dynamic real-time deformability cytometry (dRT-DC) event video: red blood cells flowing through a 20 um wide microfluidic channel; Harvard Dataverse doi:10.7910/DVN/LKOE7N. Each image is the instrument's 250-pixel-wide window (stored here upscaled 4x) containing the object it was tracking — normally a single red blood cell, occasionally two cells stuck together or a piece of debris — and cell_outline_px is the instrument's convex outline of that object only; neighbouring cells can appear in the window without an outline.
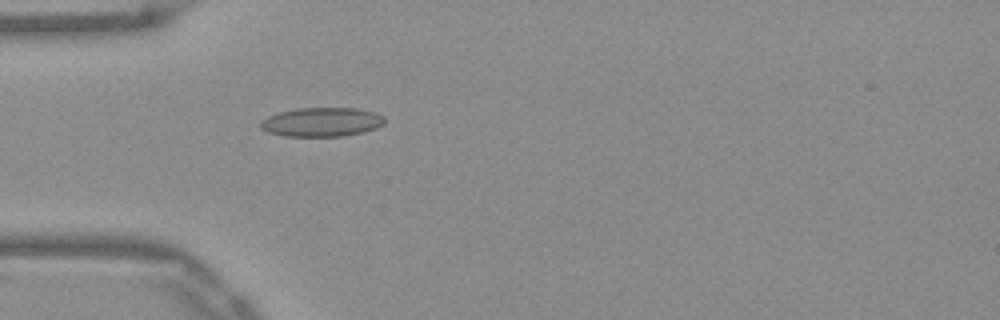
{"species": "Egyptian fruit bat (a non-hibernating species)", "species_latin": "Rousettus aegyptiacus", "temperature_condition": "warm", "stored_images_in_passage": 37, "camera_frame_rate_fps": 3000, "um_per_image_px": 0.085, "frame": {"image": 1, "passage_image": 1, "time_ms": 0.0, "image_size_px": [1000, 320], "cell_outline_px": [[384, 124], [376, 128], [360, 132], [340, 136], [288, 136], [268, 132], [260, 128], [260, 124], [268, 116], [280, 112], [296, 108], [356, 108], [376, 112], [384, 116]], "centroid_in_image_um": [27.37, 10.36], "position_along_channel_um": 57.6, "area_um2": 20.81}}
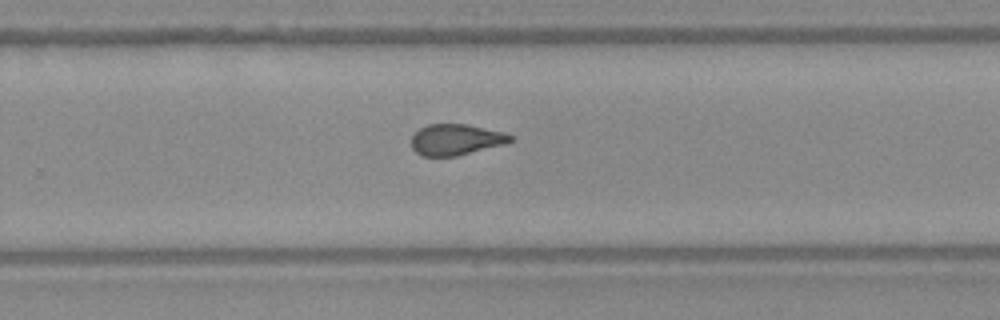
{"frame": {"image": 2, "passage_image": 19, "time_ms": 6.0, "image_size_px": [1000, 320], "cell_outline_px": [[512, 140], [508, 144], [456, 156], [420, 156], [412, 148], [412, 136], [420, 128], [428, 124], [468, 124], [504, 132], [512, 136]], "centroid_in_image_um": [38.78, 11.87], "position_along_channel_um": 291.0, "area_um2": 18.03}}
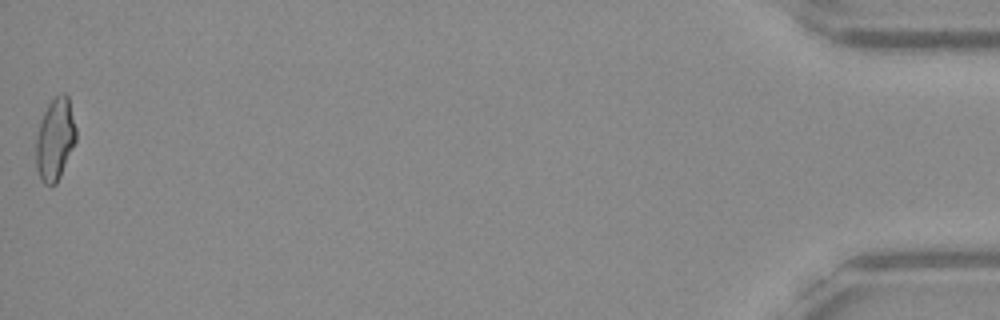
{"frame": {"image": 3, "passage_image": 37, "time_ms": 12.0, "image_size_px": [1000, 320], "cell_outline_px": [[76, 140], [60, 176], [56, 184], [44, 184], [40, 180], [36, 168], [36, 136], [40, 120], [48, 104], [60, 92], [64, 92], [68, 96], [76, 128]], "centroid_in_image_um": [4.67, 11.82], "position_along_channel_um": 430.5, "area_um2": 19.19}, "authors_computed_cell_mechanics": {"area_um2": 18.6694, "velocity_mm_per_s": 3.9439, "shape_relaxation_time_tau1_ms": null, "shape_relaxation_time_tau2_ms": 1.3512, "deformation_change_tau1": null, "deformation_change_tau2": 0.0663}}